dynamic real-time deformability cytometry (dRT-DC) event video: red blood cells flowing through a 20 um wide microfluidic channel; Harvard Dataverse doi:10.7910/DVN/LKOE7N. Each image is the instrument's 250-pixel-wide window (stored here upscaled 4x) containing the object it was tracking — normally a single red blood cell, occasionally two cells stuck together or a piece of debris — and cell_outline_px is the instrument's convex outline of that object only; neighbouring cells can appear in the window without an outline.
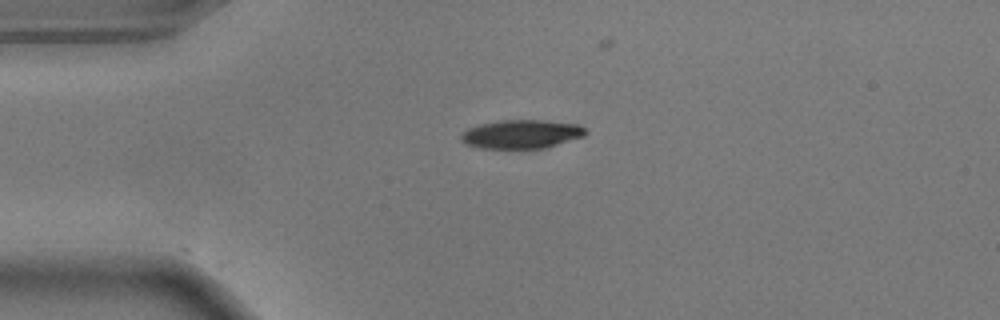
{"species": "common noctule bat (a hibernating species)", "species_latin": "Nyctalus noctula", "temperature_condition": "warm", "stored_images_in_passage": 5, "camera_frame_rate_fps": 3000, "um_per_image_px": 0.085, "animal": {"sex": "male", "body_mass_g": 17.9}, "frame": {"image": 1, "passage_image": 1, "time_ms": 0.0, "image_size_px": [1000, 320], "cell_outline_px": [[588, 132], [584, 136], [544, 148], [480, 148], [468, 144], [460, 140], [460, 136], [468, 128], [480, 124], [500, 120], [544, 120], [580, 124]], "centroid_in_image_um": [44.34, 11.39], "position_along_channel_um": 40.7, "area_um2": 20.75}}